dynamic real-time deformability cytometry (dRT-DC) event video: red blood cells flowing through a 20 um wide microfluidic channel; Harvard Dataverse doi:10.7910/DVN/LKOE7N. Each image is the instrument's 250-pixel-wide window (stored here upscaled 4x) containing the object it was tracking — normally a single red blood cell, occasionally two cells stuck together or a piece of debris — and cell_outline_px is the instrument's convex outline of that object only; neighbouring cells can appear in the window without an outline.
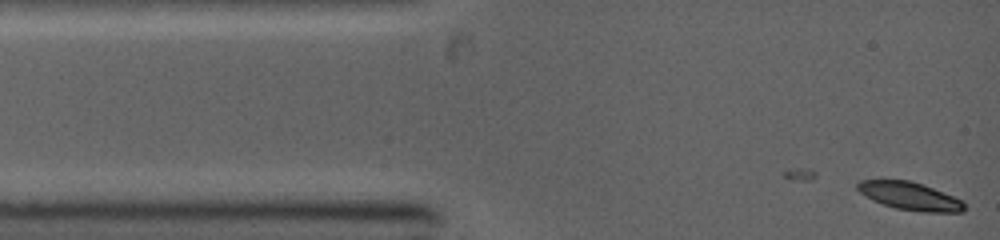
{"species": "common noctule bat (a hibernating species)", "species_latin": "Nyctalus noctula", "temperature_condition": "warm", "stored_images_in_passage": 4, "camera_frame_rate_fps": 5000, "um_per_image_px": 0.085, "animal": {"sex": "female", "body_mass_g": 19.0, "forearm_length_mm": 53.3}, "frame": {"image": 1, "passage_image": 4, "time_ms": 0.6, "image_size_px": [1000, 240], "cell_outline_px": [[964, 212], [924, 212], [896, 208], [872, 200], [860, 192], [856, 188], [856, 184], [860, 180], [908, 180], [924, 184], [964, 200]], "centroid_in_image_um": [77.37, 16.66], "position_along_channel_um": 7.6, "area_um2": 17.4}}